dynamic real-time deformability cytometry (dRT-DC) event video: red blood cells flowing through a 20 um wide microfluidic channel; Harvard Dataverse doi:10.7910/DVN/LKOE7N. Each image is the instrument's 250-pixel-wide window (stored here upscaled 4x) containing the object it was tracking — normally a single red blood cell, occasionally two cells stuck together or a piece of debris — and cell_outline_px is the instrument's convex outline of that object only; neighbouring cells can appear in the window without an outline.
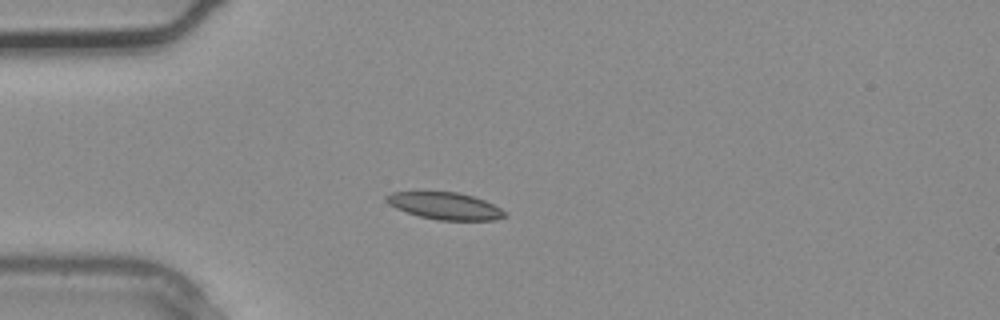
{"species": "common noctule bat (a hibernating species)", "species_latin": "Nyctalus noctula", "temperature_condition": "warm", "stored_images_in_passage": 2, "camera_frame_rate_fps": 3000, "um_per_image_px": 0.085, "animal": {"sex": "male", "body_mass_g": 20.4}, "frame": {"image": 1, "passage_image": 2, "time_ms": 0.333, "image_size_px": [1000, 320], "cell_outline_px": [[508, 216], [496, 220], [440, 220], [420, 216], [396, 208], [388, 204], [384, 200], [384, 196], [392, 192], [456, 192], [472, 196], [484, 200], [500, 208]], "centroid_in_image_um": [37.81, 17.5], "position_along_channel_um": 47.2, "area_um2": 18.5}}